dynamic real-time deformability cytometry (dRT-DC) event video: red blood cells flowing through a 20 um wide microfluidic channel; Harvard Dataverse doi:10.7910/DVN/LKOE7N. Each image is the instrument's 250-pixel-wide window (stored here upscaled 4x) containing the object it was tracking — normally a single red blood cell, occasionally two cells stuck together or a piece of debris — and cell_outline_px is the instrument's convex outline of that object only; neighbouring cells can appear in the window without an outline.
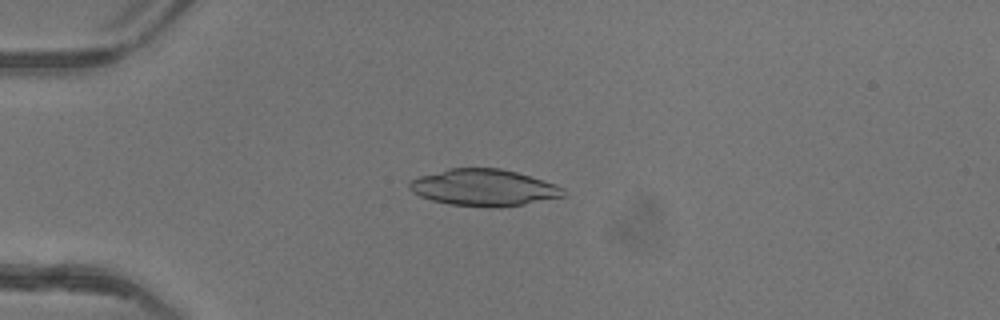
{"species": "common noctule bat (a hibernating species)", "species_latin": "Nyctalus noctula", "temperature_condition": "warm", "stored_images_in_passage": 48, "camera_frame_rate_fps": 3000, "um_per_image_px": 0.085, "animal": {"sex": "female"}, "frame": {"image": 1, "passage_image": 12, "time_ms": 3.667, "image_size_px": [1000, 320], "cell_outline_px": [[568, 192], [564, 196], [524, 204], [500, 208], [492, 208], [448, 204], [432, 200], [420, 196], [412, 192], [408, 188], [408, 180], [420, 176], [448, 168], [500, 168], [516, 172], [556, 184], [564, 188]], "centroid_in_image_um": [41.11, 15.95], "position_along_channel_um": 43.9, "area_um2": 33.18}}
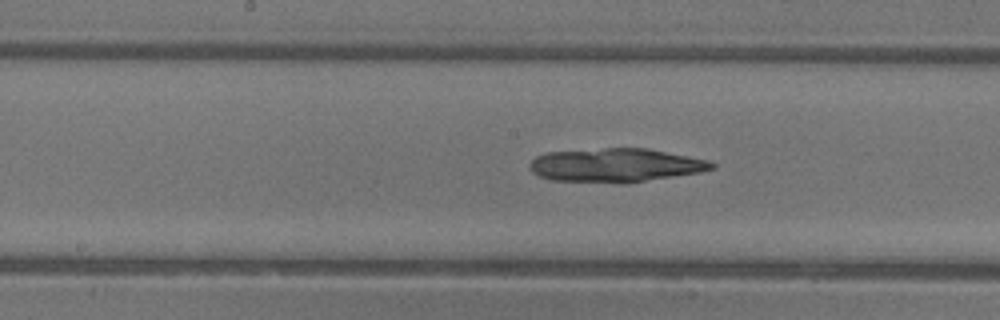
{"frame": {"image": 2, "passage_image": 25, "time_ms": 8.0, "image_size_px": [1000, 320], "cell_outline_px": [[716, 168], [700, 172], [644, 180], [552, 180], [540, 176], [532, 172], [528, 168], [528, 164], [536, 156], [548, 152], [604, 148], [648, 148], [708, 160], [716, 164]], "centroid_in_image_um": [52.32, 13.99], "position_along_channel_um": 195.9, "area_um2": 34.45}}
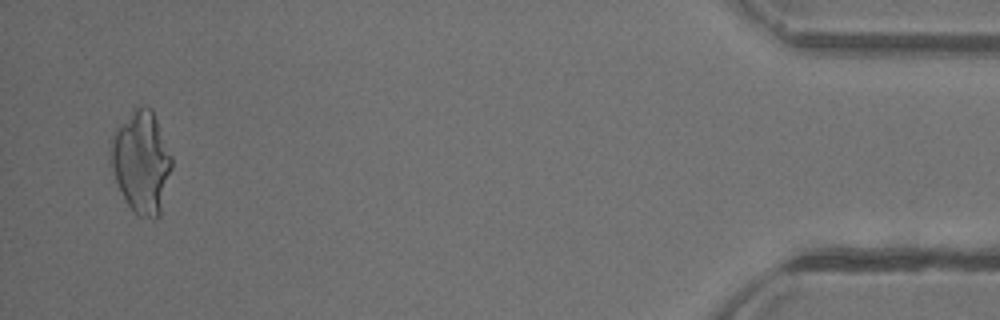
{"frame": {"image": 3, "passage_image": 47, "time_ms": 15.333, "image_size_px": [1000, 320], "cell_outline_px": [[172, 168], [160, 216], [156, 220], [152, 220], [136, 216], [128, 204], [116, 180], [112, 164], [112, 140], [116, 128], [140, 104], [144, 104], [152, 108], [172, 156]], "centroid_in_image_um": [12.07, 13.81], "position_along_channel_um": 423.1, "area_um2": 36.07}}